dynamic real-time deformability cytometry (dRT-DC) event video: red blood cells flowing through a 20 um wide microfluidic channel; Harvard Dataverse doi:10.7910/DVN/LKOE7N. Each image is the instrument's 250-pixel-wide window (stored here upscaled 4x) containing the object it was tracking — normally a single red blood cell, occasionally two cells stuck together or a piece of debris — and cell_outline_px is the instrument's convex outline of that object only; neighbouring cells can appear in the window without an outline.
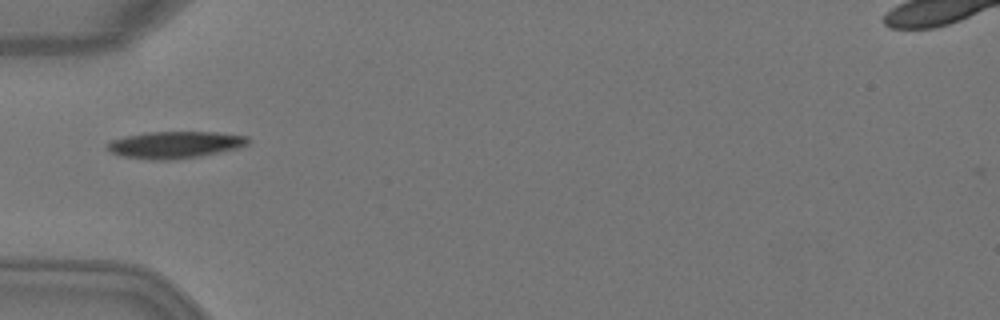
{"species": "Egyptian fruit bat (a non-hibernating species)", "species_latin": "Rousettus aegyptiacus", "temperature_condition": "warm", "stored_images_in_passage": 1, "camera_frame_rate_fps": 3000, "um_per_image_px": 0.085, "animal": {"sex": "female"}, "frame": {"image": 1, "passage_image": 1, "time_ms": 0.0, "image_size_px": [1000, 320], "cell_outline_px": [[252, 140], [248, 144], [240, 148], [200, 156], [172, 160], [152, 160], [120, 156], [112, 152], [108, 148], [108, 144], [112, 140], [124, 136], [144, 132], [216, 132], [248, 136]], "centroid_in_image_um": [14.92, 12.3], "position_along_channel_um": 70.1, "area_um2": 22.25}}